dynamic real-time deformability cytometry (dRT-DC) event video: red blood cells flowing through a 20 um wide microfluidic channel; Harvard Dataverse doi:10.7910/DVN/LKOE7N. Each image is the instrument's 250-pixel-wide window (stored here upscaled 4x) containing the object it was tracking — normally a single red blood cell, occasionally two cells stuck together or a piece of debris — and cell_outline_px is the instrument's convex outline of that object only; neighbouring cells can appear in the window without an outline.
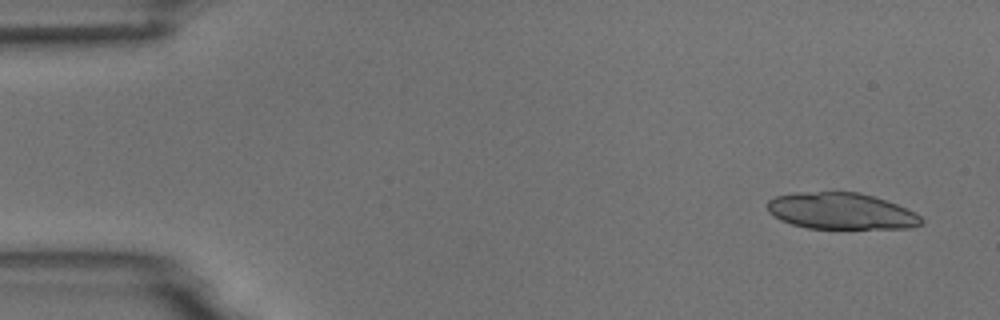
{"species": "common noctule bat (a hibernating species)", "species_latin": "Nyctalus noctula", "temperature_condition": "room temperature", "stored_images_in_passage": 7, "camera_frame_rate_fps": 3000, "um_per_image_px": 0.085, "animal": {"sex": "male", "body_mass_g": 18.8}, "frame": {"image": 1, "passage_image": 1, "time_ms": 0.0, "image_size_px": [1000, 320], "cell_outline_px": [[924, 224], [912, 228], [808, 228], [792, 224], [780, 220], [768, 212], [768, 200], [776, 196], [796, 192], [860, 192], [896, 204], [916, 212], [924, 220]], "centroid_in_image_um": [71.51, 17.94], "position_along_channel_um": 13.5, "area_um2": 32.71}}